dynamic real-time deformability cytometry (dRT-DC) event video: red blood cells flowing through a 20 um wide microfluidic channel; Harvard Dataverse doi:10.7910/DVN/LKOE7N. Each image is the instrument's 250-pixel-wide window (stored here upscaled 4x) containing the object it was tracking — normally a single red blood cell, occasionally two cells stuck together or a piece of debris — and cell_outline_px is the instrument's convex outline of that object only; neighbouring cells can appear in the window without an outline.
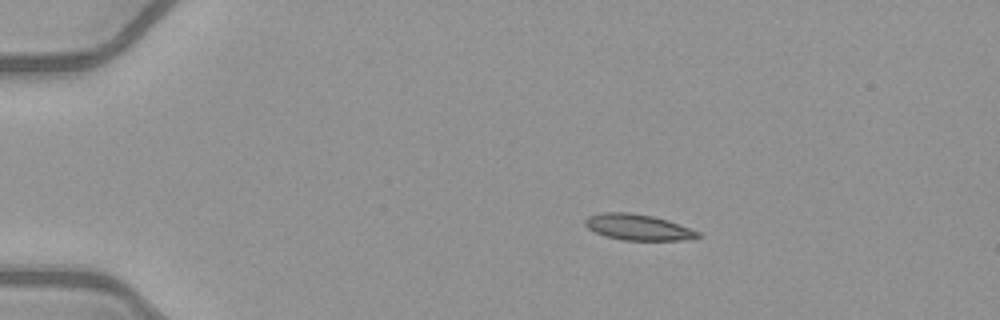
{"species": "common noctule bat (a hibernating species)", "species_latin": "Nyctalus noctula", "temperature_condition": "warm", "stored_images_in_passage": 43, "camera_frame_rate_fps": 3000, "um_per_image_px": 0.085, "animal": {"sex": "female", "body_mass_g": 21.9}, "frame": {"image": 1, "passage_image": 1, "time_ms": 0.0, "image_size_px": [1000, 320], "cell_outline_px": [[704, 236], [680, 240], [624, 240], [608, 236], [596, 232], [588, 228], [584, 224], [584, 220], [588, 216], [600, 212], [632, 212], [652, 216], [668, 220], [700, 232]], "centroid_in_image_um": [54.23, 19.3], "position_along_channel_um": 30.8, "area_um2": 16.99}}
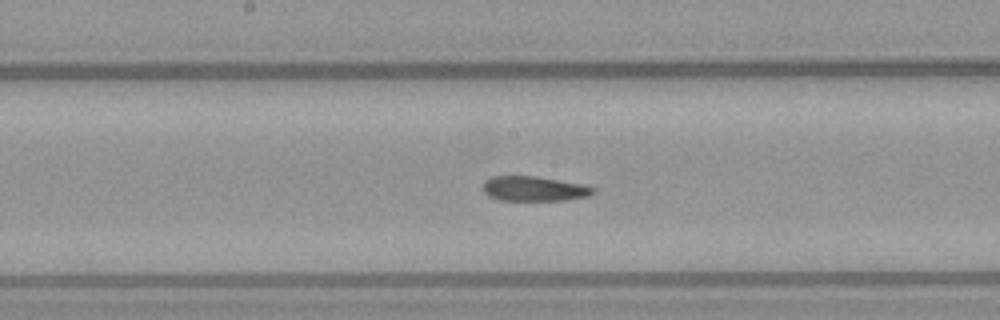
{"frame": {"image": 2, "passage_image": 19, "time_ms": 6.0, "image_size_px": [1000, 320], "cell_outline_px": [[596, 192], [588, 196], [564, 200], [500, 200], [488, 196], [484, 192], [484, 180], [492, 176], [536, 176], [584, 184], [596, 188]], "centroid_in_image_um": [45.42, 16.03], "position_along_channel_um": 202.8, "area_um2": 16.01}}
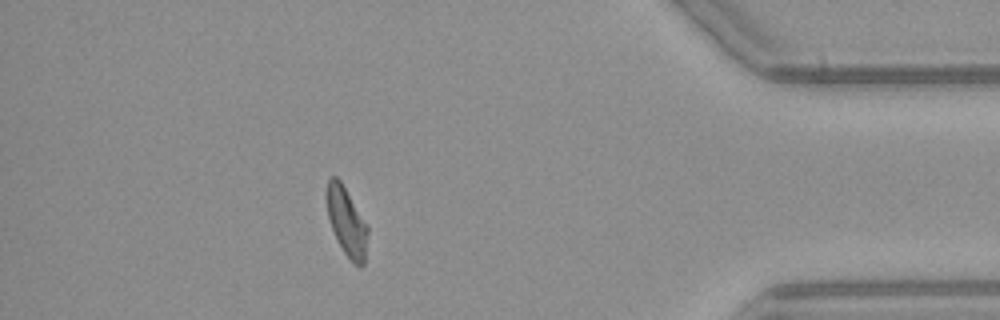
{"frame": {"image": 3, "passage_image": 37, "time_ms": 12.0, "image_size_px": [1000, 320], "cell_outline_px": [[368, 232], [364, 264], [360, 268], [352, 264], [344, 252], [332, 228], [328, 216], [324, 196], [324, 192], [328, 180], [332, 176], [336, 176], [340, 180], [368, 228]], "centroid_in_image_um": [29.43, 18.85], "position_along_channel_um": 405.8, "area_um2": 16.3}, "authors_computed_cell_mechanics": {"area_um2": 17.051, "velocity_mm_per_s": 4.0608, "shape_relaxation_time_tau1_ms": null, "shape_relaxation_time_tau2_ms": 5.2599, "deformation_change_tau1": null, "deformation_change_tau2": 0.1267}}